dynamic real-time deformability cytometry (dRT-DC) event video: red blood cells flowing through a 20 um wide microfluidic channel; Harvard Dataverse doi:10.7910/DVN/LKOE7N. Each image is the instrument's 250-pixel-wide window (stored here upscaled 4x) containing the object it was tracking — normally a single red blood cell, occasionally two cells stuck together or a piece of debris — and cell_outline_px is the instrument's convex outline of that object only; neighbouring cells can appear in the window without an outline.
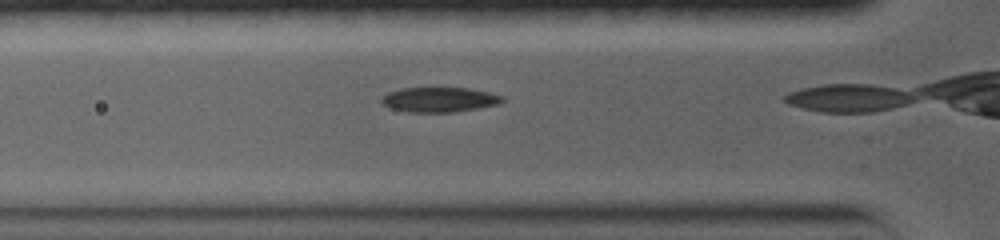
{"species": "common noctule bat (a hibernating species)", "species_latin": "Nyctalus noctula", "temperature_condition": "warm", "stored_images_in_passage": 8, "camera_frame_rate_fps": 5000, "um_per_image_px": 0.085, "animal": {"sex": "female", "body_mass_g": 19.0, "forearm_length_mm": 56.7}, "frame": {"image": 1, "passage_image": 3, "time_ms": 1.0, "image_size_px": [1000, 240], "cell_outline_px": [[504, 100], [500, 104], [456, 112], [408, 112], [392, 108], [384, 104], [380, 100], [380, 96], [388, 92], [400, 88], [468, 88], [488, 92], [504, 96]], "centroid_in_image_um": [37.35, 8.46], "position_along_channel_um": 88.5, "area_um2": 17.57}}